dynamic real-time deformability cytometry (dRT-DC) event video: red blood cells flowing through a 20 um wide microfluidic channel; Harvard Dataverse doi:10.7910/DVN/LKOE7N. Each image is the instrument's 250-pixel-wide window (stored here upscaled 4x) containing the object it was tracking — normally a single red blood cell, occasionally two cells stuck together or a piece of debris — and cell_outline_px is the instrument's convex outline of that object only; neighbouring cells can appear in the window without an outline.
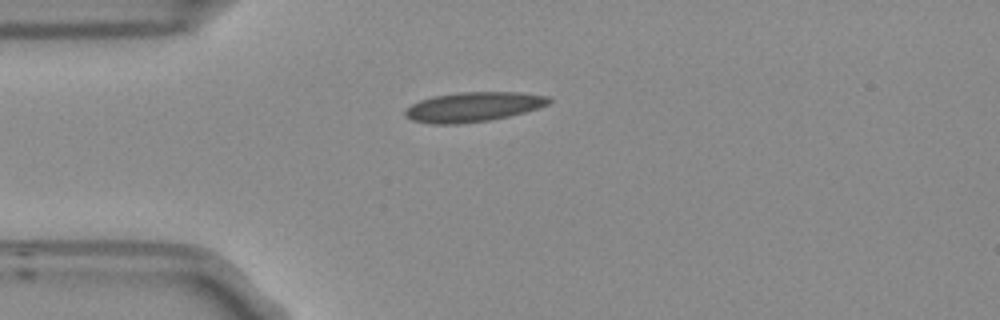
{"species": "Egyptian fruit bat (a non-hibernating species)", "species_latin": "Rousettus aegyptiacus", "temperature_condition": "room temperature", "stored_images_in_passage": 4, "camera_frame_rate_fps": 3000, "um_per_image_px": 0.085, "frame": {"image": 1, "passage_image": 1, "time_ms": 0.0, "image_size_px": [1000, 320], "cell_outline_px": [[552, 100], [548, 104], [524, 112], [508, 116], [488, 120], [456, 124], [432, 124], [412, 120], [404, 116], [404, 108], [420, 100], [432, 96], [460, 92], [520, 92], [548, 96]], "centroid_in_image_um": [40.18, 9.08], "position_along_channel_um": 44.8, "area_um2": 24.8}}
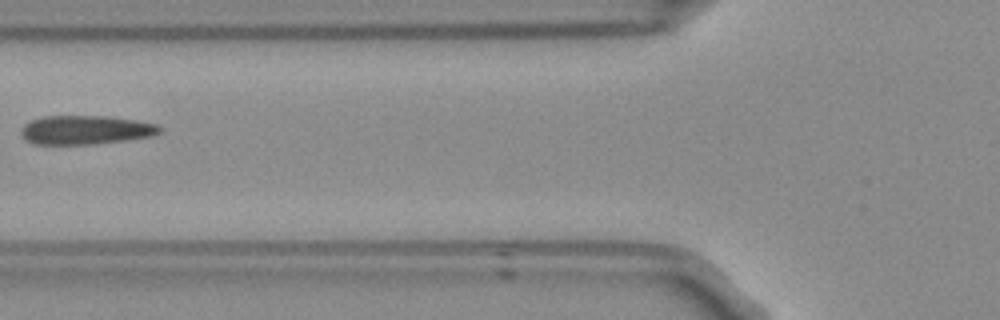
{"frame": {"image": 2, "passage_image": 3, "time_ms": 0.667, "image_size_px": [1000, 320], "cell_outline_px": [[164, 128], [160, 132], [152, 136], [124, 140], [92, 144], [32, 144], [20, 132], [20, 128], [24, 124], [32, 120], [44, 116], [104, 116], [136, 120], [156, 124]], "centroid_in_image_um": [7.28, 11.04], "position_along_channel_um": 118.5, "area_um2": 23.24}}